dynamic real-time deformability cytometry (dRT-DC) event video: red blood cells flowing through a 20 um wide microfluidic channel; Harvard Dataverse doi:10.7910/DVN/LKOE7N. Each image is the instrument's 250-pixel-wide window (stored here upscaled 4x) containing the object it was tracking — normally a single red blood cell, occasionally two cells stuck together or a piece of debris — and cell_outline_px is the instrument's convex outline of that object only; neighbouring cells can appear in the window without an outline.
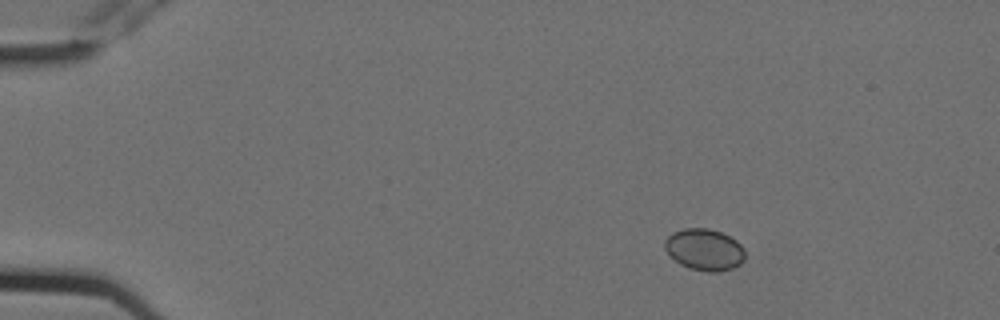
{"species": "Egyptian fruit bat (a non-hibernating species)", "species_latin": "Rousettus aegyptiacus", "temperature_condition": "cold", "stored_images_in_passage": 4, "camera_frame_rate_fps": 3000, "um_per_image_px": 0.085, "animal": {"sex": "female"}, "frame": {"image": 1, "passage_image": 2, "time_ms": 0.333, "image_size_px": [1000, 320], "cell_outline_px": [[744, 260], [740, 264], [732, 268], [720, 272], [708, 272], [688, 268], [680, 264], [664, 248], [664, 240], [672, 232], [684, 228], [708, 228], [720, 232], [736, 240], [744, 248]], "centroid_in_image_um": [59.87, 21.22], "position_along_channel_um": 25.1, "area_um2": 19.48}}
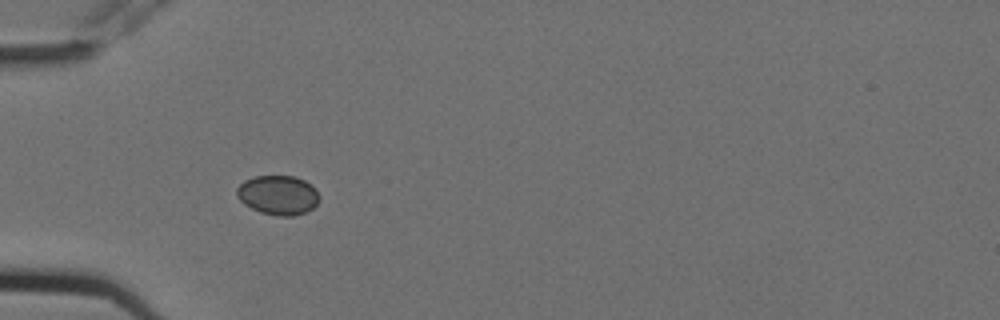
{"frame": {"image": 2, "passage_image": 3, "time_ms": 0.667, "image_size_px": [1000, 320], "cell_outline_px": [[320, 200], [312, 208], [304, 212], [292, 216], [276, 216], [260, 212], [244, 204], [236, 196], [236, 188], [244, 180], [256, 176], [296, 176], [304, 180], [320, 196]], "centroid_in_image_um": [23.6, 16.58], "position_along_channel_um": 61.4, "area_um2": 18.84}}